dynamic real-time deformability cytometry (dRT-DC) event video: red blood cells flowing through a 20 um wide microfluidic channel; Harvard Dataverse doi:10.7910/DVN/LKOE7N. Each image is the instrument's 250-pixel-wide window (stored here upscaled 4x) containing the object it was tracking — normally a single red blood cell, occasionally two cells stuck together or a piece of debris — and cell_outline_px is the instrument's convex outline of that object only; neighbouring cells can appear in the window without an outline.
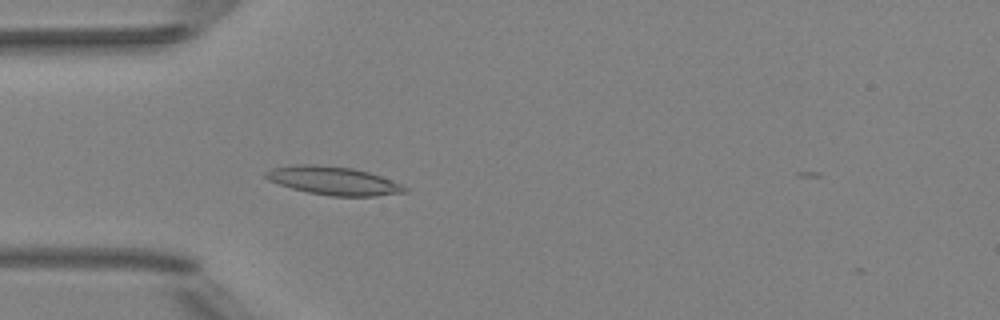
{"species": "Egyptian fruit bat (a non-hibernating species)", "species_latin": "Rousettus aegyptiacus", "temperature_condition": "room temperature", "stored_images_in_passage": 45, "camera_frame_rate_fps": 3000, "um_per_image_px": 0.085, "animal": {"sex": "female"}, "frame": {"image": 1, "passage_image": 9, "time_ms": 2.667, "image_size_px": [1000, 320], "cell_outline_px": [[408, 192], [376, 196], [328, 196], [308, 192], [292, 188], [268, 180], [264, 176], [264, 172], [272, 168], [296, 164], [312, 164], [352, 168], [368, 172], [380, 176], [400, 184], [408, 188]], "centroid_in_image_um": [28.32, 15.36], "position_along_channel_um": 56.7, "area_um2": 22.83}}
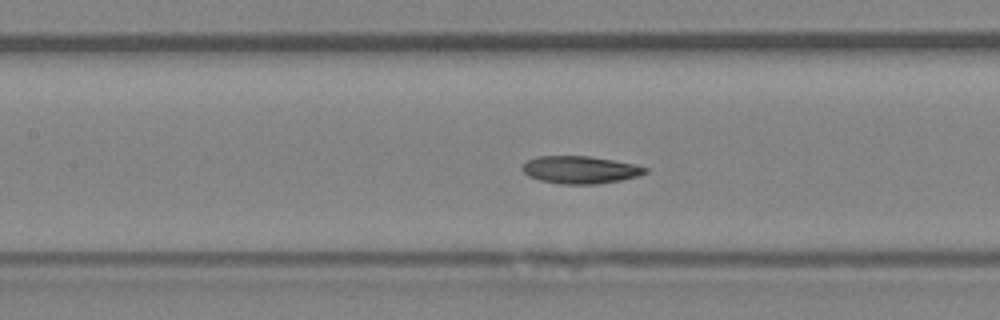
{"frame": {"image": 2, "passage_image": 17, "time_ms": 5.333, "image_size_px": [1000, 320], "cell_outline_px": [[648, 172], [640, 176], [620, 180], [596, 184], [560, 184], [540, 180], [528, 176], [520, 168], [520, 164], [536, 156], [592, 156], [636, 164], [648, 168]], "centroid_in_image_um": [49.31, 14.42], "position_along_channel_um": 158.1, "area_um2": 20.0}}
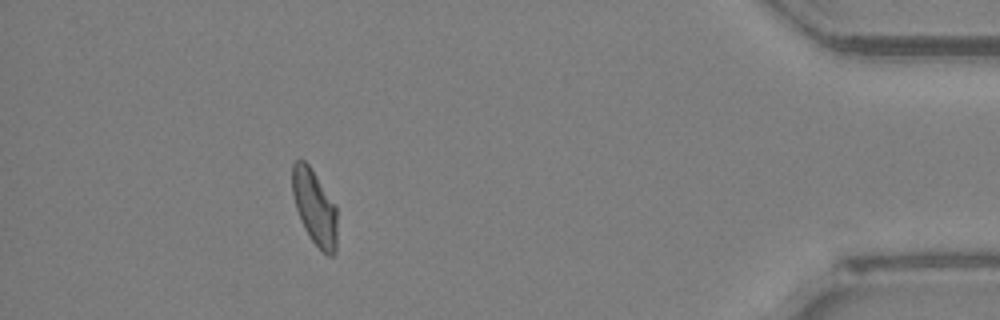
{"frame": {"image": 3, "passage_image": 40, "time_ms": 13.0, "image_size_px": [1000, 320], "cell_outline_px": [[336, 252], [332, 256], [328, 256], [312, 240], [304, 228], [296, 208], [292, 192], [292, 164], [296, 160], [304, 160], [308, 164], [336, 204]], "centroid_in_image_um": [26.74, 17.61], "position_along_channel_um": 408.5, "area_um2": 19.48}, "authors_computed_cell_mechanics": {"area_um2": 19.7098, "velocity_mm_per_s": 3.9896, "shape_relaxation_time_tau1_ms": 6.2571, "shape_relaxation_time_tau2_ms": 3.214, "deformation_change_tau1": 0.1666, "deformation_change_tau2": 0.0845}}